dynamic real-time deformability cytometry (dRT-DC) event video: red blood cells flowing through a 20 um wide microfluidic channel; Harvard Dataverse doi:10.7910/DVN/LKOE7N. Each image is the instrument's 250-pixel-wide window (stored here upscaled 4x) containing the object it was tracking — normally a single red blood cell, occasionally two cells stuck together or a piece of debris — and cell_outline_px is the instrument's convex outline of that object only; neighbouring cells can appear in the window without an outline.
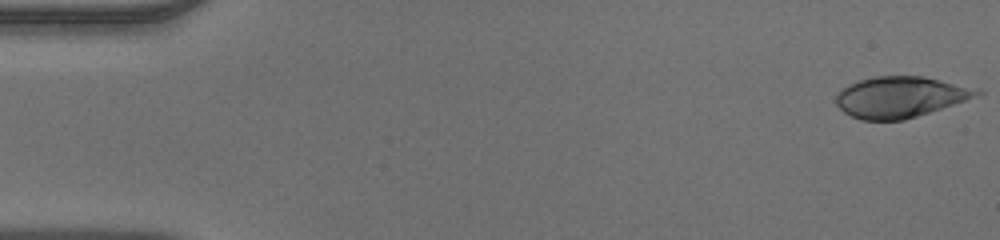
{"species": "human", "species_latin": "Homo sapiens", "temperature_condition": "warm", "stored_images_in_passage": 49, "camera_frame_rate_fps": 3000, "um_per_image_px": 0.085, "donor": {"sex": "male"}, "frame": {"image": 1, "passage_image": 1, "time_ms": 0.0, "image_size_px": [1000, 240], "cell_outline_px": [[984, 92], [980, 96], [904, 120], [860, 120], [844, 112], [836, 104], [836, 96], [844, 88], [860, 80], [872, 76], [924, 76]], "centroid_in_image_um": [76.5, 8.26], "position_along_channel_um": 8.5, "area_um2": 33.06}}
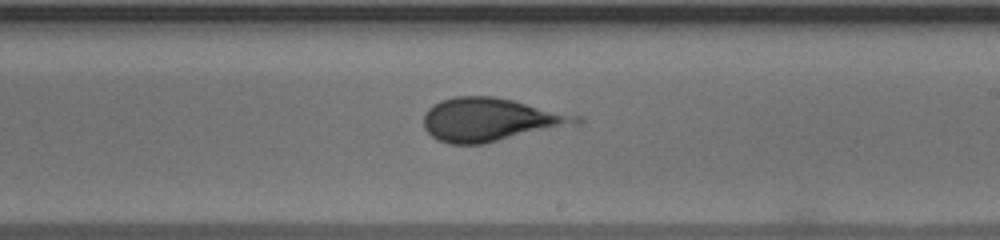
{"frame": {"image": 2, "passage_image": 29, "time_ms": 9.333, "image_size_px": [1000, 240], "cell_outline_px": [[584, 120], [580, 124], [484, 144], [448, 144], [436, 140], [424, 128], [424, 112], [432, 104], [440, 100], [456, 96], [496, 96], [580, 116]], "centroid_in_image_um": [41.68, 10.18], "position_along_channel_um": 247.3, "area_um2": 38.9}}
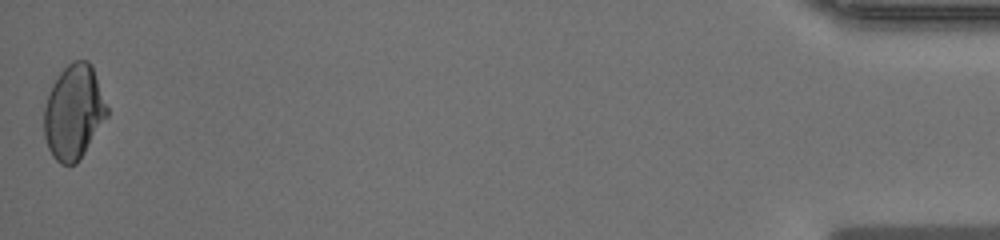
{"frame": {"image": 3, "passage_image": 49, "time_ms": 16.0, "image_size_px": [1000, 240], "cell_outline_px": [[108, 116], [76, 164], [60, 164], [52, 156], [48, 148], [44, 136], [44, 108], [52, 84], [60, 72], [68, 64], [76, 60], [88, 60], [92, 64], [108, 108]], "centroid_in_image_um": [6.27, 9.52], "position_along_channel_um": 428.9, "area_um2": 34.56}}